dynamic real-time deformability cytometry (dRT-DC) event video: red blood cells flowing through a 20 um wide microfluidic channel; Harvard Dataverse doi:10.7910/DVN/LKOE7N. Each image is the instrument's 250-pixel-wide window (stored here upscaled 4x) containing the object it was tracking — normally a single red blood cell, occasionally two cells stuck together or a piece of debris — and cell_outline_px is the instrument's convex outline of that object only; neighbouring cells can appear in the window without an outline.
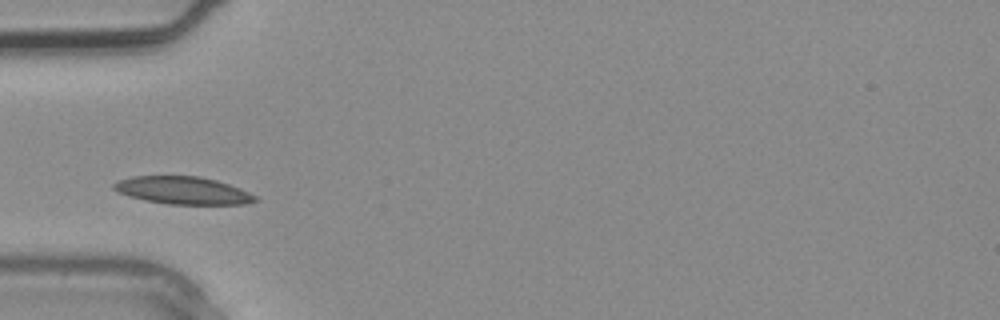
{"species": "common noctule bat (a hibernating species)", "species_latin": "Nyctalus noctula", "temperature_condition": "warm", "stored_images_in_passage": 1, "camera_frame_rate_fps": 3000, "um_per_image_px": 0.085, "animal": {"sex": "male", "body_mass_g": 20.4}, "frame": {"image": 1, "passage_image": 1, "time_ms": 0.0, "image_size_px": [1000, 320], "cell_outline_px": [[260, 200], [244, 204], [168, 204], [144, 200], [128, 196], [112, 188], [112, 184], [116, 180], [132, 176], [200, 176], [216, 180], [240, 188], [256, 196]], "centroid_in_image_um": [15.52, 16.18], "position_along_channel_um": 69.5, "area_um2": 22.77}}